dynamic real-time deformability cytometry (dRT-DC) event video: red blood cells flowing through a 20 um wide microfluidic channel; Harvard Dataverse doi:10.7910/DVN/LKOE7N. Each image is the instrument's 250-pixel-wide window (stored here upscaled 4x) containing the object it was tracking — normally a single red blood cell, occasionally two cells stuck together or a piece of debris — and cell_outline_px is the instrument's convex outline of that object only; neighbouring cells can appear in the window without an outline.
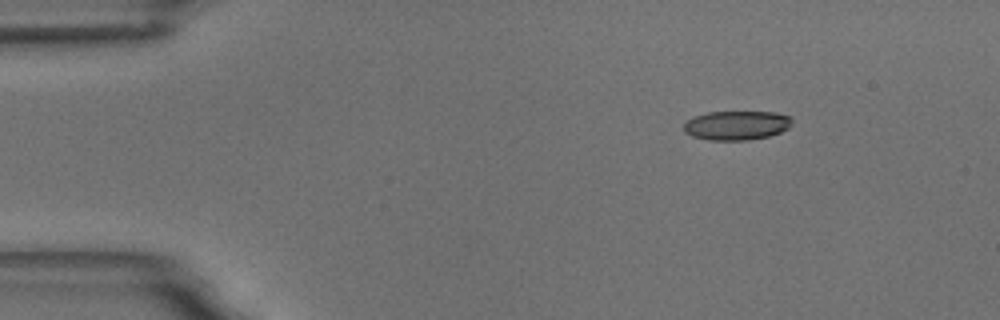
{"species": "common noctule bat (a hibernating species)", "species_latin": "Nyctalus noctula", "temperature_condition": "room temperature", "stored_images_in_passage": 51, "camera_frame_rate_fps": 3000, "um_per_image_px": 0.085, "animal": {"sex": "male", "body_mass_g": 18.8}, "frame": {"image": 1, "passage_image": 1, "time_ms": 0.0, "image_size_px": [1000, 320], "cell_outline_px": [[792, 124], [788, 128], [780, 132], [768, 136], [748, 140], [708, 140], [692, 136], [684, 132], [684, 124], [692, 116], [708, 112], [776, 112], [792, 116]], "centroid_in_image_um": [62.61, 10.65], "position_along_channel_um": 22.4, "area_um2": 18.55}}
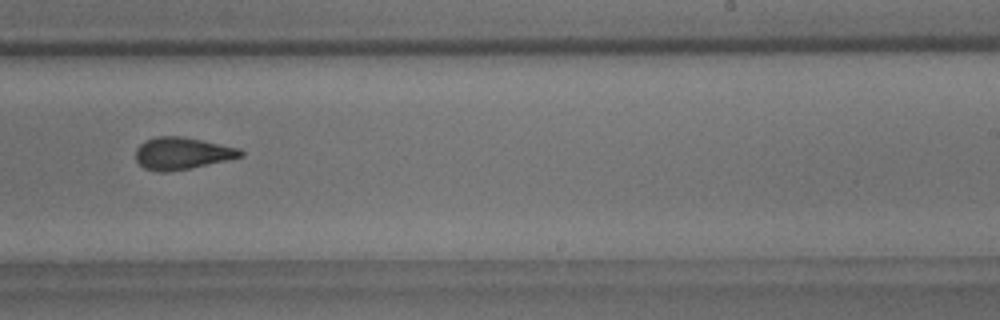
{"frame": {"image": 2, "passage_image": 29, "time_ms": 9.333, "image_size_px": [1000, 320], "cell_outline_px": [[244, 156], [228, 160], [168, 172], [156, 172], [144, 168], [136, 160], [136, 148], [144, 140], [156, 136], [180, 136], [240, 148], [244, 152]], "centroid_in_image_um": [15.46, 13.03], "position_along_channel_um": 273.5, "area_um2": 19.59}}
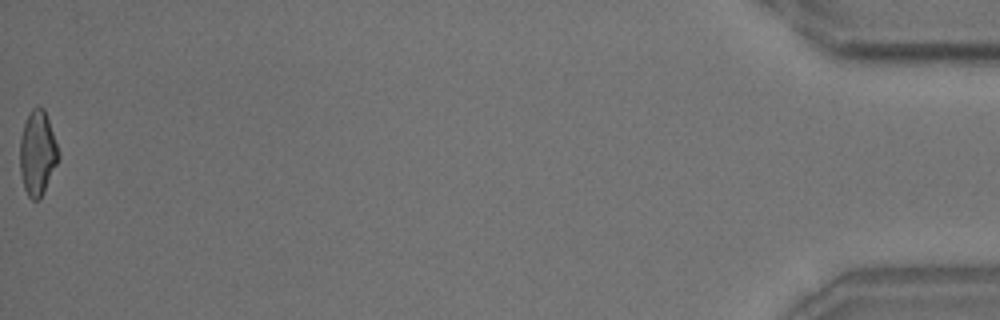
{"frame": {"image": 3, "passage_image": 51, "time_ms": 16.667, "image_size_px": [1000, 320], "cell_outline_px": [[60, 156], [44, 192], [40, 200], [32, 200], [28, 196], [24, 188], [20, 172], [20, 136], [28, 112], [36, 104], [44, 108], [60, 152]], "centroid_in_image_um": [3.18, 12.99], "position_along_channel_um": 432.0, "area_um2": 19.25}, "authors_computed_cell_mechanics": {"area_um2": 19.652, "velocity_mm_per_s": 3.5175, "shape_relaxation_time_tau1_ms": 9.8092, "shape_relaxation_time_tau2_ms": 2.0805, "deformation_change_tau1": 0.2121, "deformation_change_tau2": 0.1053}}